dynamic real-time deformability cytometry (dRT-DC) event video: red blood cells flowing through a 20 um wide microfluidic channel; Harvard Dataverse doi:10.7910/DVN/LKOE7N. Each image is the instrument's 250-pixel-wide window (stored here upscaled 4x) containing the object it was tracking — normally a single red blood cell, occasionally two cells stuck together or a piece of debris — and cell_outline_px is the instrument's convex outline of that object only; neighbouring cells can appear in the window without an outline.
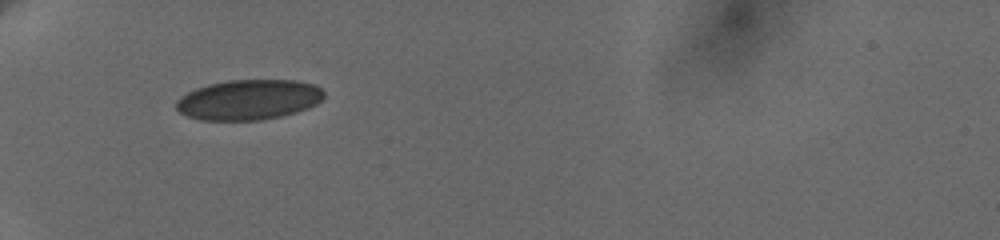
{"species": "human", "species_latin": "Homo sapiens", "temperature_condition": "cold", "stored_images_in_passage": 7, "camera_frame_rate_fps": 3000, "um_per_image_px": 0.085, "donor": {"sex": "female"}, "frame": {"image": 1, "passage_image": 1, "time_ms": 0.0, "image_size_px": [1000, 240], "cell_outline_px": [[324, 96], [316, 104], [308, 108], [296, 112], [280, 116], [260, 120], [200, 120], [188, 116], [180, 112], [176, 108], [176, 100], [180, 96], [196, 88], [208, 84], [228, 80], [296, 80], [316, 84], [324, 92]], "centroid_in_image_um": [21.14, 8.47], "position_along_channel_um": 63.9, "area_um2": 34.68}}
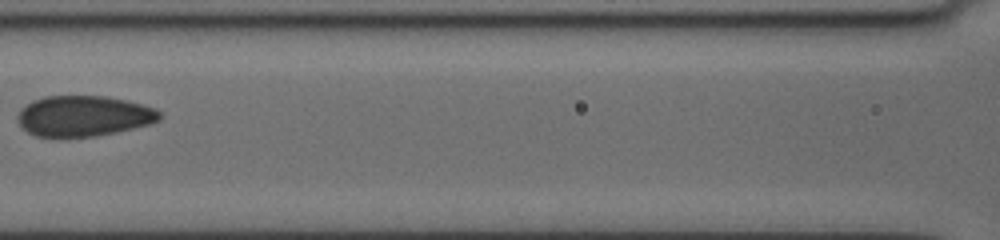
{"frame": {"image": 2, "passage_image": 4, "time_ms": 3.0, "image_size_px": [1000, 240], "cell_outline_px": [[160, 120], [152, 124], [116, 132], [96, 136], [36, 136], [28, 132], [20, 124], [16, 116], [20, 108], [32, 100], [44, 96], [104, 96], [128, 100], [156, 108], [160, 112]], "centroid_in_image_um": [7.13, 9.84], "position_along_channel_um": 159.5, "area_um2": 33.7}}
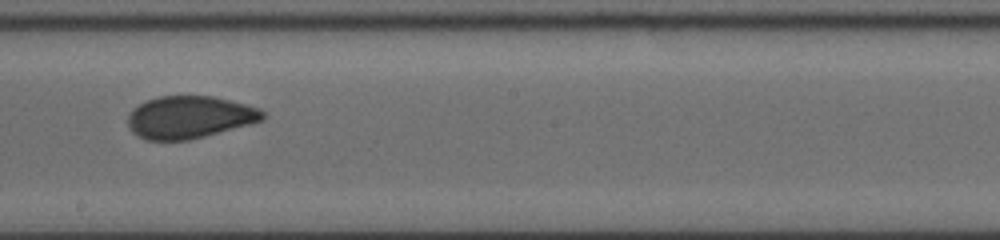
{"frame": {"image": 3, "passage_image": 6, "time_ms": 5.0, "image_size_px": [1000, 240], "cell_outline_px": [[264, 120], [252, 124], [188, 140], [148, 140], [132, 132], [128, 128], [128, 112], [132, 108], [148, 100], [160, 96], [212, 96], [260, 108], [264, 112]], "centroid_in_image_um": [16.1, 9.96], "position_along_channel_um": 232.1, "area_um2": 33.23}}